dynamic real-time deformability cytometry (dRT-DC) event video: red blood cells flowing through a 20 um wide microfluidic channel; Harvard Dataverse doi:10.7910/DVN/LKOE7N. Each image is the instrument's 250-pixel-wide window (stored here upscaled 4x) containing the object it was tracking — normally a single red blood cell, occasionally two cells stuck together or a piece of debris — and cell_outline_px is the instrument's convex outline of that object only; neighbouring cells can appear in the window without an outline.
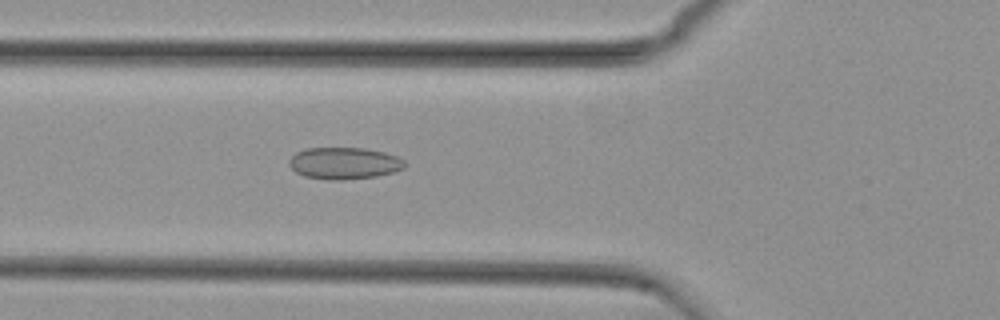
{"species": "common noctule bat (a hibernating species)", "species_latin": "Nyctalus noctula", "temperature_condition": "cold", "stored_images_in_passage": 55, "camera_frame_rate_fps": 3000, "um_per_image_px": 0.085, "animal": {"sex": "female", "body_mass_g": 29.2, "forearm_length_mm": 56.3}, "frame": {"image": 1, "passage_image": 20, "time_ms": 6.333, "image_size_px": [1000, 320], "cell_outline_px": [[408, 164], [404, 168], [396, 172], [376, 176], [344, 180], [328, 180], [304, 176], [296, 172], [288, 164], [288, 160], [296, 152], [304, 148], [364, 148], [384, 152], [396, 156], [404, 160]], "centroid_in_image_um": [29.27, 13.88], "position_along_channel_um": 96.5, "area_um2": 21.68}}
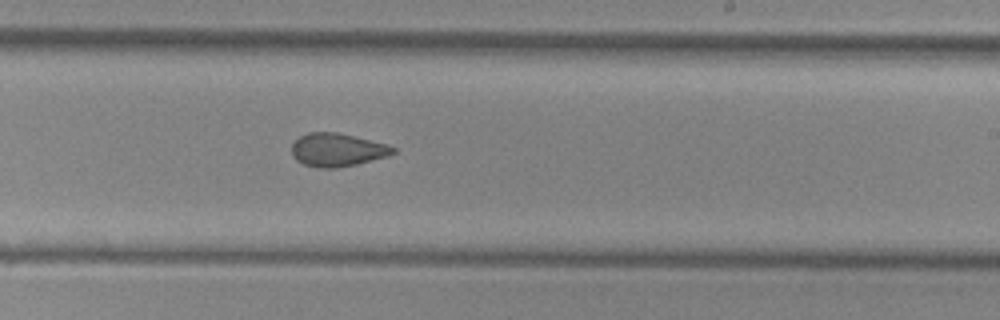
{"frame": {"image": 2, "passage_image": 33, "time_ms": 10.667, "image_size_px": [1000, 320], "cell_outline_px": [[396, 152], [388, 156], [356, 164], [336, 168], [316, 168], [304, 164], [296, 160], [292, 156], [292, 144], [300, 136], [308, 132], [336, 132], [388, 144], [396, 148]], "centroid_in_image_um": [28.67, 12.74], "position_along_channel_um": 260.3, "area_um2": 19.65}}
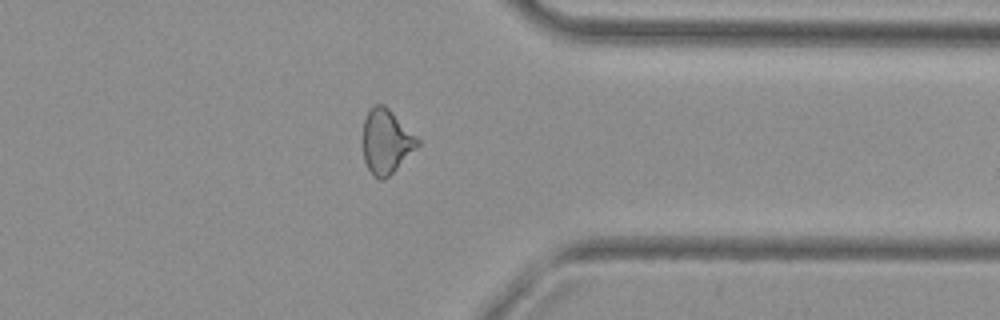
{"frame": {"image": 3, "passage_image": 43, "time_ms": 14.0, "image_size_px": [1000, 320], "cell_outline_px": [[420, 144], [384, 180], [380, 180], [372, 176], [364, 160], [360, 140], [364, 120], [368, 112], [376, 104], [384, 104], [420, 140]], "centroid_in_image_um": [32.77, 12.04], "position_along_channel_um": 378.6, "area_um2": 20.58}, "authors_computed_cell_mechanics": {"area_um2": 21.097, "velocity_mm_per_s": 3.7708, "shape_relaxation_time_tau1_ms": null, "shape_relaxation_time_tau2_ms": 2.1408, "deformation_change_tau1": null, "deformation_change_tau2": 0.0866}}